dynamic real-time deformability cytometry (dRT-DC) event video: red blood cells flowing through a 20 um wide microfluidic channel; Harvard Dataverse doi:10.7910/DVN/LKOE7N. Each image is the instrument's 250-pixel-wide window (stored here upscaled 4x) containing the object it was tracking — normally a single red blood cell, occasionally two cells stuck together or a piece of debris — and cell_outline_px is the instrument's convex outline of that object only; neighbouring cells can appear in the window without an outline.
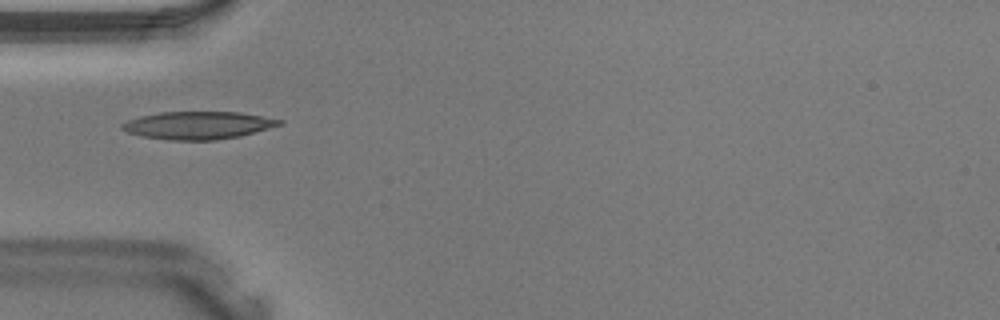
{"species": "Egyptian fruit bat (a non-hibernating species)", "species_latin": "Rousettus aegyptiacus", "temperature_condition": "warm", "stored_images_in_passage": 28, "camera_frame_rate_fps": 3000, "um_per_image_px": 0.085, "animal": {"sex": "male"}, "frame": {"image": 1, "passage_image": 1, "time_ms": 0.0, "image_size_px": [1000, 320], "cell_outline_px": [[284, 124], [240, 136], [216, 140], [168, 140], [140, 136], [128, 132], [120, 128], [120, 124], [128, 120], [140, 116], [160, 112], [240, 112], [284, 120]], "centroid_in_image_um": [16.83, 10.65], "position_along_channel_um": 68.2, "area_um2": 25.49}}
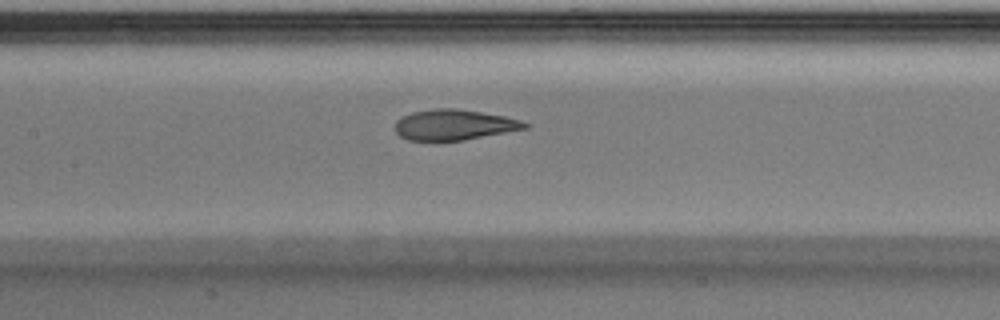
{"frame": {"image": 2, "passage_image": 7, "time_ms": 2.0, "image_size_px": [1000, 320], "cell_outline_px": [[532, 124], [528, 128], [464, 140], [408, 140], [400, 136], [396, 132], [396, 120], [412, 112], [436, 108], [456, 108], [504, 116], [520, 120]], "centroid_in_image_um": [38.63, 10.6], "position_along_channel_um": 168.8, "area_um2": 22.95}}
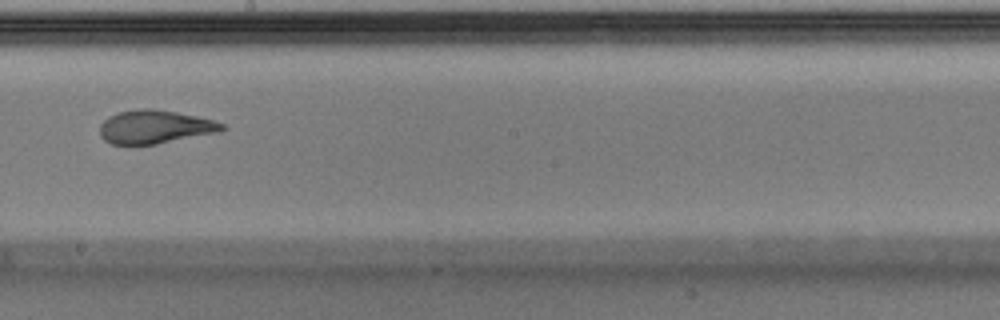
{"frame": {"image": 3, "passage_image": 11, "time_ms": 3.333, "image_size_px": [1000, 320], "cell_outline_px": [[228, 128], [216, 132], [156, 144], [128, 148], [112, 144], [104, 140], [100, 136], [100, 124], [108, 116], [116, 112], [140, 108], [152, 108], [176, 112], [196, 116], [212, 120], [224, 124]], "centroid_in_image_um": [13.07, 10.81], "position_along_channel_um": 235.1, "area_um2": 24.33}}